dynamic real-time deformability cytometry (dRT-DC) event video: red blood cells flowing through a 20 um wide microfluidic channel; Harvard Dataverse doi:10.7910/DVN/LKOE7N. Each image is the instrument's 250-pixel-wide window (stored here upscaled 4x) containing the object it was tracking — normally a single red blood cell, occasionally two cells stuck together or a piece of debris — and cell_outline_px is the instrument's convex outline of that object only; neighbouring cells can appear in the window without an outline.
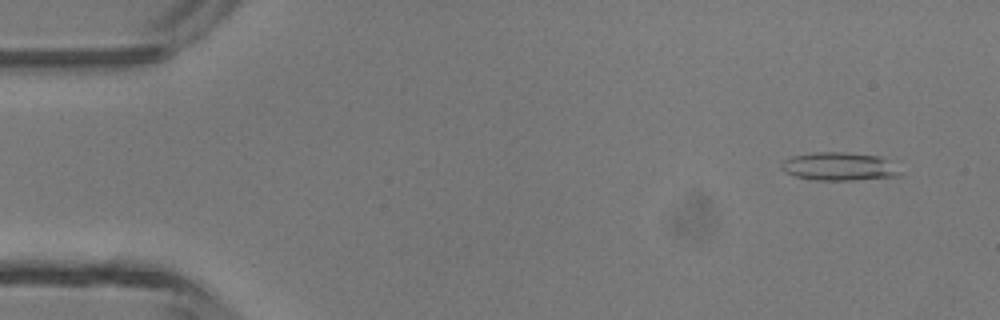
{"species": "common noctule bat (a hibernating species)", "species_latin": "Nyctalus noctula", "temperature_condition": "room temperature", "stored_images_in_passage": 9, "camera_frame_rate_fps": 3000, "um_per_image_px": 0.085, "animal": {"sex": "male", "body_mass_g": 13.3}, "frame": {"image": 1, "passage_image": 3, "time_ms": 0.667, "image_size_px": [1000, 320], "cell_outline_px": [[900, 176], [852, 180], [816, 180], [796, 176], [784, 172], [780, 168], [780, 164], [784, 160], [792, 156], [812, 152], [844, 152], [880, 156], [900, 172]], "centroid_in_image_um": [71.25, 14.15], "position_along_channel_um": 13.8, "area_um2": 19.31}}